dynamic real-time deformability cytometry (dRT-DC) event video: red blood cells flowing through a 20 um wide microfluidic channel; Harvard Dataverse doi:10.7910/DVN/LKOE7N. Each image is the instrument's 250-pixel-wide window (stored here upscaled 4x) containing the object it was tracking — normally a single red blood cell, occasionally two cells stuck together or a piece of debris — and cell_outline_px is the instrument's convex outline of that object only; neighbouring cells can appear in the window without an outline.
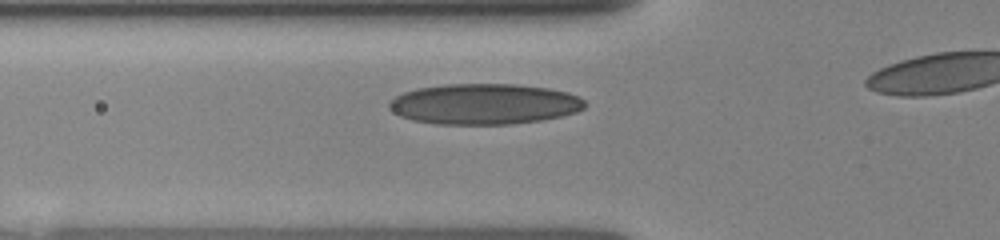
{"species": "human", "species_latin": "Homo sapiens", "temperature_condition": "room temperature", "stored_images_in_passage": 9, "camera_frame_rate_fps": 3000, "um_per_image_px": 0.085, "donor": {"sex": "female"}, "frame": {"image": 1, "passage_image": 6, "time_ms": 2.0, "image_size_px": [1000, 240], "cell_outline_px": [[584, 108], [576, 112], [560, 116], [540, 120], [512, 124], [436, 124], [412, 120], [400, 116], [392, 112], [388, 108], [388, 100], [404, 92], [416, 88], [444, 84], [516, 84], [548, 88], [568, 92], [580, 96], [584, 100]], "centroid_in_image_um": [41.12, 8.84], "position_along_channel_um": 84.7, "area_um2": 46.64}}
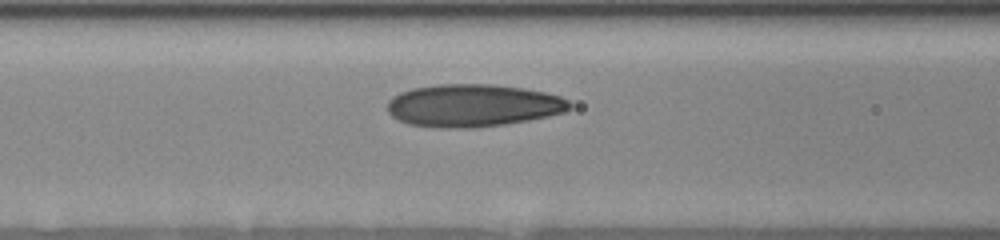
{"frame": {"image": 2, "passage_image": 8, "time_ms": 3.0, "image_size_px": [1000, 240], "cell_outline_px": [[572, 108], [564, 112], [548, 116], [528, 120], [504, 124], [472, 128], [440, 128], [408, 124], [392, 116], [388, 112], [388, 100], [392, 96], [400, 92], [412, 88], [440, 84], [492, 84], [524, 88], [544, 92], [560, 96], [568, 100], [572, 104]], "centroid_in_image_um": [40.2, 8.96], "position_along_channel_um": 126.4, "area_um2": 45.37}}